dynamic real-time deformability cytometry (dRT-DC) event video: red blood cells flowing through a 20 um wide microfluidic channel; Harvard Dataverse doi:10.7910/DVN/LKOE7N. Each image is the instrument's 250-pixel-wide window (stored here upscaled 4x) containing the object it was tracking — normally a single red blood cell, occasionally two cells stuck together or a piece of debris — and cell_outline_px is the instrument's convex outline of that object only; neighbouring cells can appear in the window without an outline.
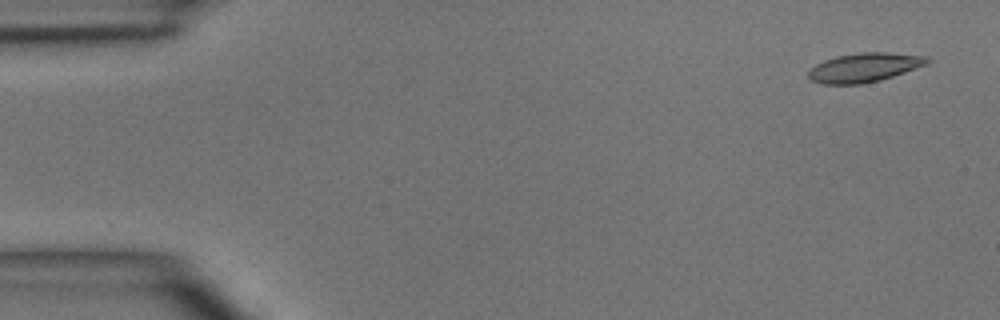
{"species": "common noctule bat (a hibernating species)", "species_latin": "Nyctalus noctula", "temperature_condition": "room temperature", "stored_images_in_passage": 5, "camera_frame_rate_fps": 3000, "um_per_image_px": 0.085, "animal": {"sex": "male", "body_mass_g": 15.6}, "frame": {"image": 1, "passage_image": 1, "time_ms": 0.0, "image_size_px": [1000, 320], "cell_outline_px": [[932, 60], [928, 64], [880, 80], [860, 84], [824, 84], [812, 80], [808, 76], [808, 72], [816, 64], [824, 60], [836, 56], [860, 52], [888, 52], [928, 56]], "centroid_in_image_um": [73.5, 5.72], "position_along_channel_um": 11.5, "area_um2": 20.11}}